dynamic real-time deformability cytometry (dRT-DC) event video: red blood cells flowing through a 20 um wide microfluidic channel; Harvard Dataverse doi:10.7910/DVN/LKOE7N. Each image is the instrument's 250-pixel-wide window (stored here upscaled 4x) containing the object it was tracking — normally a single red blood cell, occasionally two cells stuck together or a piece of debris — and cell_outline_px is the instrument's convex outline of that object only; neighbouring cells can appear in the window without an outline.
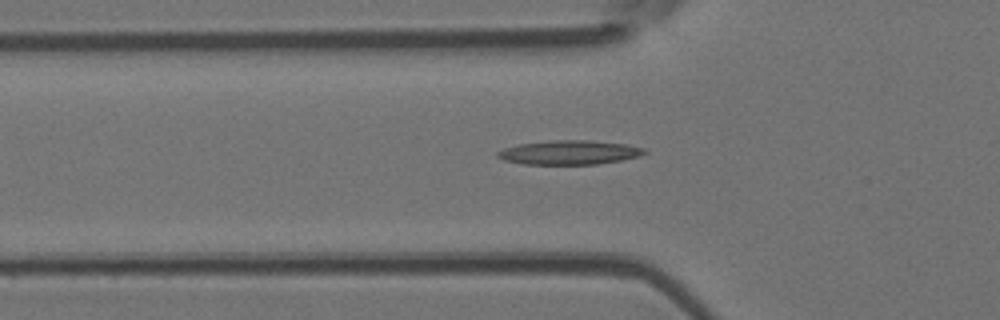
{"species": "Egyptian fruit bat (a non-hibernating species)", "species_latin": "Rousettus aegyptiacus", "temperature_condition": "room temperature", "stored_images_in_passage": 45, "camera_frame_rate_fps": 3000, "um_per_image_px": 0.085, "animal": {"sex": "female"}, "frame": {"image": 1, "passage_image": 11, "time_ms": 3.333, "image_size_px": [1000, 320], "cell_outline_px": [[648, 152], [640, 156], [620, 160], [596, 164], [524, 164], [504, 160], [496, 156], [496, 152], [504, 148], [520, 144], [548, 140], [588, 140], [628, 144], [644, 148]], "centroid_in_image_um": [48.4, 12.95], "position_along_channel_um": 77.4, "area_um2": 20.69}}
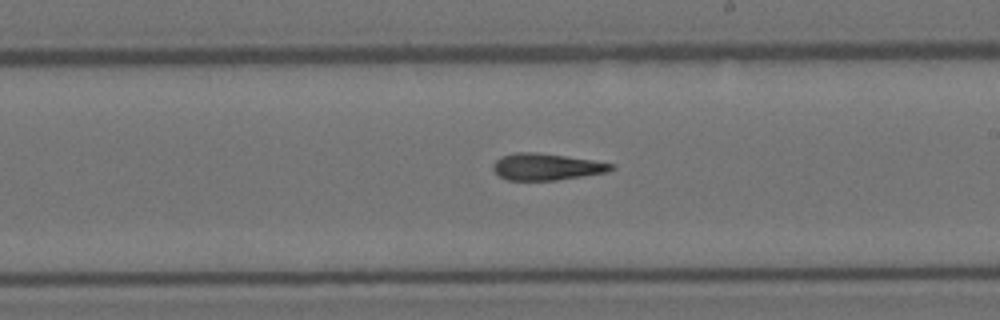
{"frame": {"image": 2, "passage_image": 24, "time_ms": 7.667, "image_size_px": [1000, 320], "cell_outline_px": [[616, 168], [608, 172], [556, 180], [508, 180], [500, 176], [492, 168], [492, 164], [496, 160], [504, 156], [516, 152], [536, 152], [592, 160], [616, 164]], "centroid_in_image_um": [46.48, 14.18], "position_along_channel_um": 242.5, "area_um2": 18.26}}
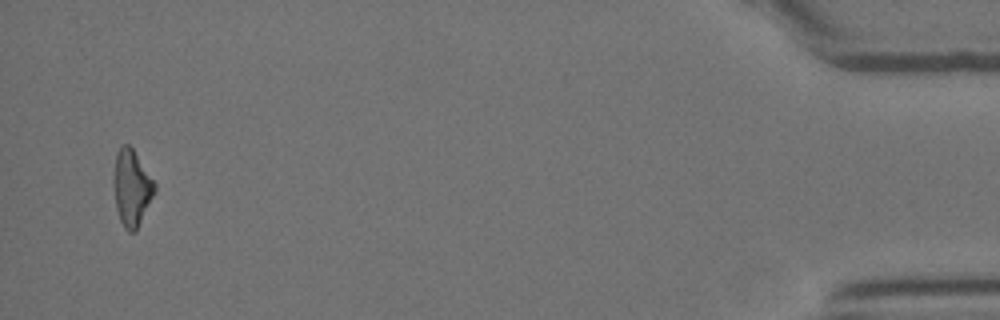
{"frame": {"image": 3, "passage_image": 45, "time_ms": 14.667, "image_size_px": [1000, 320], "cell_outline_px": [[156, 192], [136, 232], [128, 232], [124, 228], [120, 220], [116, 208], [112, 184], [112, 176], [116, 152], [120, 144], [128, 144], [132, 148], [156, 184]], "centroid_in_image_um": [11.17, 15.97], "position_along_channel_um": 424.0, "area_um2": 18.67}, "authors_computed_cell_mechanics": {"area_um2": 18.6694, "velocity_mm_per_s": 3.7909, "shape_relaxation_time_tau1_ms": null, "shape_relaxation_time_tau2_ms": 8.2967, "deformation_change_tau1": null, "deformation_change_tau2": 0.2375}}